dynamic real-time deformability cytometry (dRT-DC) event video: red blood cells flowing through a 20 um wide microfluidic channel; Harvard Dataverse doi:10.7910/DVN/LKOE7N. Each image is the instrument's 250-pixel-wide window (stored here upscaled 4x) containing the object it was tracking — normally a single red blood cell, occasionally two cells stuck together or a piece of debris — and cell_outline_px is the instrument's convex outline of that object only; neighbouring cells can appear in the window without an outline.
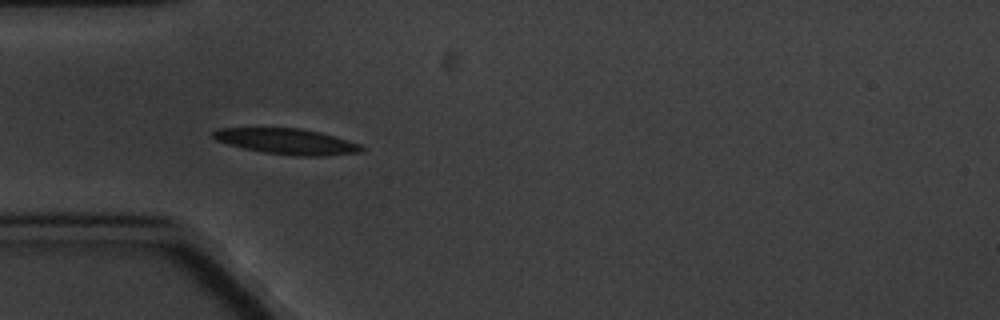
{"species": "common noctule bat (a hibernating species)", "species_latin": "Nyctalus noctula", "temperature_condition": "cold", "stored_images_in_passage": 8, "camera_frame_rate_fps": 3000, "um_per_image_px": 0.085, "animal": {"sex": "male", "body_mass_g": 20.1, "forearm_length_mm": 53.5}, "frame": {"image": 1, "passage_image": 6, "time_ms": 5.667, "image_size_px": [1000, 320], "cell_outline_px": [[364, 148], [360, 152], [324, 156], [296, 156], [264, 152], [244, 148], [228, 144], [216, 140], [212, 136], [212, 132], [216, 128], [300, 128], [320, 132], [348, 140], [360, 144]], "centroid_in_image_um": [24.37, 12.02], "position_along_channel_um": 60.6, "area_um2": 22.14}}